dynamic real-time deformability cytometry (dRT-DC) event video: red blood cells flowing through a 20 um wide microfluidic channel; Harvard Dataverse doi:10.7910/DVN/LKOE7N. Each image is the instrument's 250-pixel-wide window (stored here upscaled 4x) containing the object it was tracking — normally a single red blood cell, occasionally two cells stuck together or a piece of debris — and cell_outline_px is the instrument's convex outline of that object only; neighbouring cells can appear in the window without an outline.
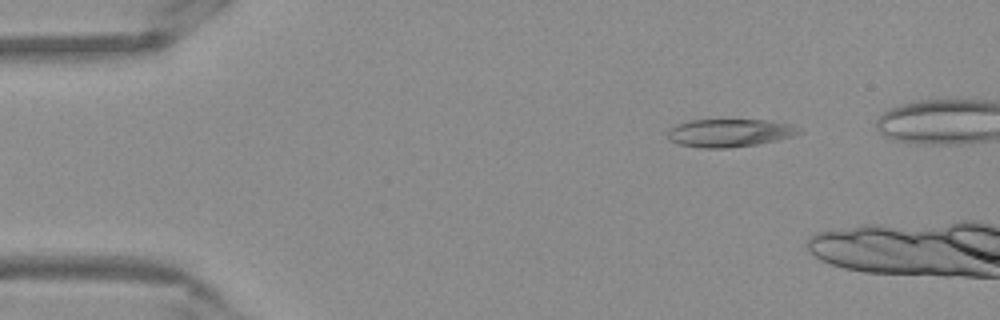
{"species": "Egyptian fruit bat (a non-hibernating species)", "species_latin": "Rousettus aegyptiacus", "temperature_condition": "warm", "stored_images_in_passage": 10, "camera_frame_rate_fps": 3000, "um_per_image_px": 0.085, "frame": {"image": 1, "passage_image": 6, "time_ms": 1.667, "image_size_px": [1000, 320], "cell_outline_px": [[804, 132], [796, 136], [756, 144], [728, 148], [700, 148], [680, 144], [668, 140], [668, 128], [676, 124], [688, 120], [768, 120], [792, 124], [800, 128]], "centroid_in_image_um": [62.03, 11.29], "position_along_channel_um": 23.0, "area_um2": 21.68}}